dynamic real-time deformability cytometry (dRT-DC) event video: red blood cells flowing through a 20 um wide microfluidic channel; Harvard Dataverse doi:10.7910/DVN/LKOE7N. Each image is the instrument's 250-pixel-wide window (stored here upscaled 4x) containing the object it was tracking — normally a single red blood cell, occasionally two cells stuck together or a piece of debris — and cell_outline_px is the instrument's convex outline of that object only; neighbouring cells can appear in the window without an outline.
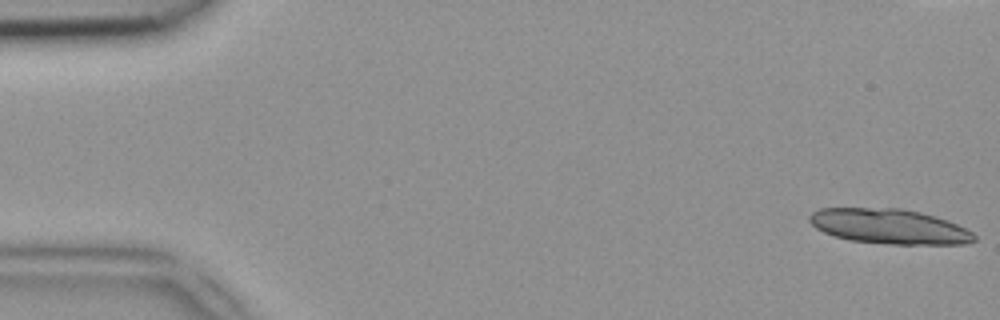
{"species": "common noctule bat (a hibernating species)", "species_latin": "Nyctalus noctula", "temperature_condition": "room temperature", "stored_images_in_passage": 27, "camera_frame_rate_fps": 3000, "um_per_image_px": 0.085, "animal": {"sex": "female", "body_mass_g": 18.4}, "frame": {"image": 1, "passage_image": 1, "time_ms": 0.0, "image_size_px": [1000, 320], "cell_outline_px": [[976, 240], [964, 244], [888, 244], [848, 240], [824, 232], [816, 228], [808, 220], [808, 216], [812, 212], [820, 208], [900, 208], [920, 212], [936, 216], [948, 220], [972, 232], [976, 236]], "centroid_in_image_um": [75.58, 19.24], "position_along_channel_um": 9.4, "area_um2": 33.58}}